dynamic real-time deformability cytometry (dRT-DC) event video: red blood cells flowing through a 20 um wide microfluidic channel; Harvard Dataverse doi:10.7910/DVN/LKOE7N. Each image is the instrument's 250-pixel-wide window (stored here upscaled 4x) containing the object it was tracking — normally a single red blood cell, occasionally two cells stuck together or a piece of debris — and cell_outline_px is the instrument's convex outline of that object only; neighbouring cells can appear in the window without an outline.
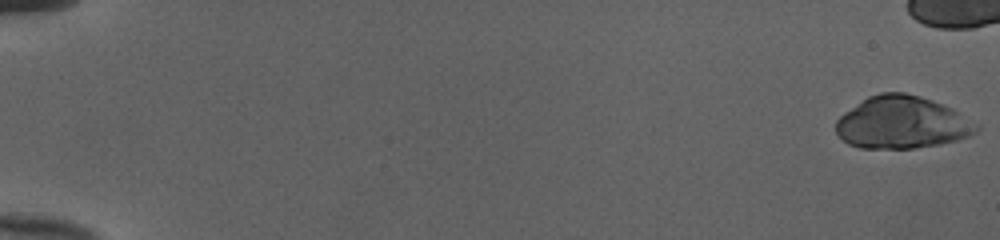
{"species": "human", "species_latin": "Homo sapiens", "temperature_condition": "cold", "stored_images_in_passage": 45, "camera_frame_rate_fps": 3000, "um_per_image_px": 0.085, "donor": {"sex": "female"}, "frame": {"image": 1, "passage_image": 1, "time_ms": 0.0, "image_size_px": [1000, 240], "cell_outline_px": [[980, 128], [976, 132], [968, 136], [956, 140], [940, 144], [916, 148], [860, 148], [848, 144], [836, 132], [836, 120], [844, 112], [868, 96], [880, 92], [904, 92], [920, 96], [932, 100], [952, 108], [980, 124]], "centroid_in_image_um": [76.68, 10.41], "position_along_channel_um": 8.3, "area_um2": 43.0}}
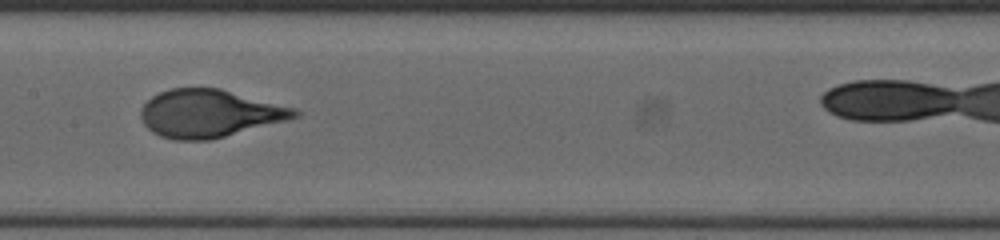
{"frame": {"image": 2, "passage_image": 29, "time_ms": 9.333, "image_size_px": [1000, 240], "cell_outline_px": [[304, 112], [300, 116], [288, 120], [212, 140], [172, 140], [160, 136], [152, 132], [144, 124], [140, 116], [140, 108], [152, 96], [160, 92], [172, 88], [220, 88], [296, 108]], "centroid_in_image_um": [17.83, 9.65], "position_along_channel_um": 189.6, "area_um2": 43.18}}
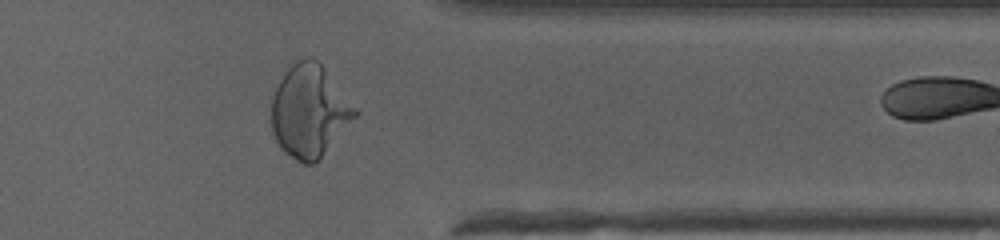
{"frame": {"image": 3, "passage_image": 44, "time_ms": 14.333, "image_size_px": [1000, 240], "cell_outline_px": [[360, 112], [320, 156], [312, 164], [304, 164], [296, 160], [284, 152], [280, 148], [272, 132], [272, 96], [280, 80], [288, 68], [296, 60], [308, 56], [312, 56], [320, 64]], "centroid_in_image_um": [26.27, 9.43], "position_along_channel_um": 385.1, "area_um2": 44.16}}